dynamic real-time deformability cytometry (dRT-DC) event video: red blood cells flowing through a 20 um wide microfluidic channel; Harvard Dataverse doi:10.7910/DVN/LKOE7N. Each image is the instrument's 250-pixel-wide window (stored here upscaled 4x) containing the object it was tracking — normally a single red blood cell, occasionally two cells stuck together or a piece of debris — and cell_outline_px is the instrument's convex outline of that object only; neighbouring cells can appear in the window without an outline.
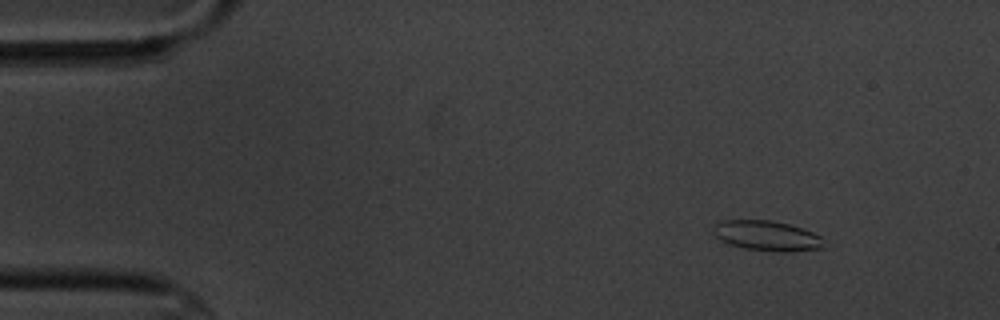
{"species": "common noctule bat (a hibernating species)", "species_latin": "Nyctalus noctula", "temperature_condition": "cold", "stored_images_in_passage": 4, "camera_frame_rate_fps": 3000, "um_per_image_px": 0.085, "animal": {"sex": "male", "body_mass_g": 20.1, "forearm_length_mm": 53.5}, "frame": {"image": 1, "passage_image": 2, "time_ms": 2.0, "image_size_px": [1000, 320], "cell_outline_px": [[820, 248], [784, 252], [776, 252], [744, 248], [728, 244], [720, 240], [716, 236], [716, 224], [720, 220], [772, 220], [788, 224], [812, 232], [820, 236]], "centroid_in_image_um": [65.13, 20.03], "position_along_channel_um": 19.9, "area_um2": 18.9}}
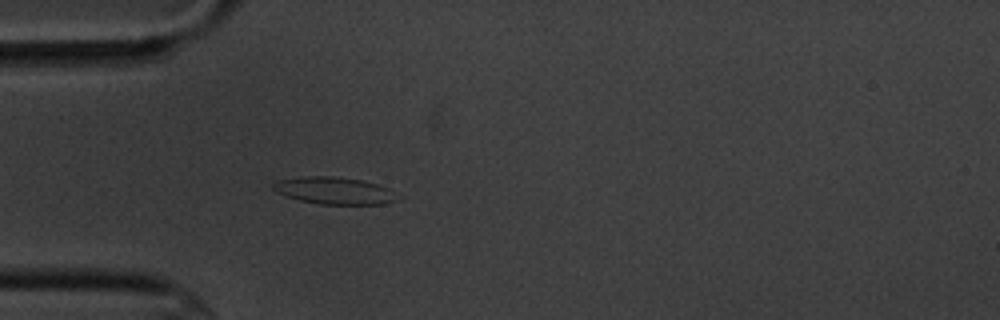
{"frame": {"image": 2, "passage_image": 4, "time_ms": 5.333, "image_size_px": [1000, 320], "cell_outline_px": [[404, 196], [396, 200], [384, 204], [320, 204], [300, 200], [276, 192], [272, 188], [272, 184], [280, 180], [304, 176], [332, 176], [360, 180], [376, 184], [388, 188]], "centroid_in_image_um": [28.48, 16.21], "position_along_channel_um": 56.5, "area_um2": 19.59}}